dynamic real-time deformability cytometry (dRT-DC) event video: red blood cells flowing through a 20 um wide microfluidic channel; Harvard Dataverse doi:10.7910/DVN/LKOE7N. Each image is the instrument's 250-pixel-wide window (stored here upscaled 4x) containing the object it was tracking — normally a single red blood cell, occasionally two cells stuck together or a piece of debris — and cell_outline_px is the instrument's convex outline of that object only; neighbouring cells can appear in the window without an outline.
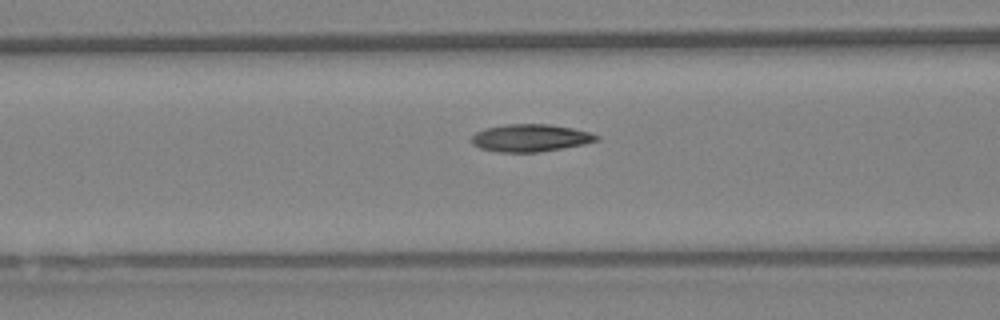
{"species": "Egyptian fruit bat (a non-hibernating species)", "species_latin": "Rousettus aegyptiacus", "temperature_condition": "warm", "stored_images_in_passage": 31, "camera_frame_rate_fps": 3000, "um_per_image_px": 0.085, "animal": {"sex": "female"}, "frame": {"image": 1, "passage_image": 14, "time_ms": 4.333, "image_size_px": [1000, 320], "cell_outline_px": [[600, 140], [584, 144], [536, 152], [496, 152], [480, 148], [472, 144], [472, 136], [476, 132], [484, 128], [508, 124], [548, 124], [572, 128], [588, 132], [600, 136]], "centroid_in_image_um": [45.07, 11.72], "position_along_channel_um": 121.5, "area_um2": 19.88}}